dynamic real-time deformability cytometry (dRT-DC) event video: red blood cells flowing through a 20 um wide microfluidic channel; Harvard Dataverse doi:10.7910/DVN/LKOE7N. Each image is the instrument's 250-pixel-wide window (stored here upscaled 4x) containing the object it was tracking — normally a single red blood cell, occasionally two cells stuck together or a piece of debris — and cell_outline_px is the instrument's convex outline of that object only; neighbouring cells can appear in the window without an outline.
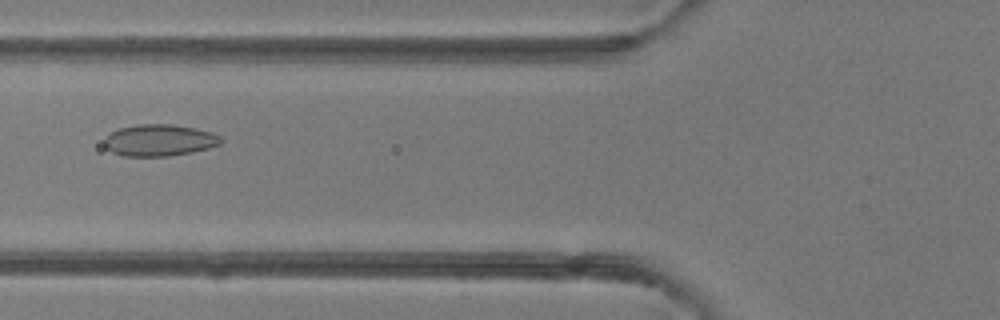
{"species": "common noctule bat (a hibernating species)", "species_latin": "Nyctalus noctula", "temperature_condition": "room temperature", "stored_images_in_passage": 49, "camera_frame_rate_fps": 3000, "um_per_image_px": 0.085, "animal": {"sex": "female"}, "frame": {"image": 1, "passage_image": 19, "time_ms": 6.0, "image_size_px": [1000, 320], "cell_outline_px": [[224, 140], [220, 144], [208, 148], [192, 152], [168, 156], [124, 156], [112, 152], [104, 144], [104, 140], [112, 132], [120, 128], [136, 124], [172, 124], [196, 128], [212, 132], [220, 136]], "centroid_in_image_um": [13.58, 11.91], "position_along_channel_um": 112.2, "area_um2": 21.5}}
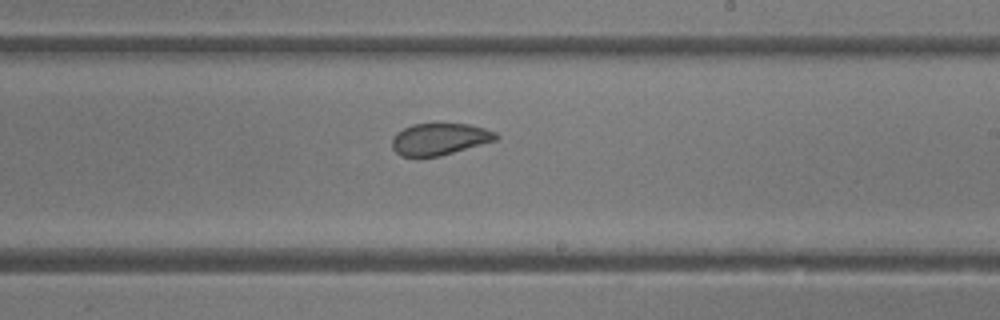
{"frame": {"image": 2, "passage_image": 29, "time_ms": 9.333, "image_size_px": [1000, 320], "cell_outline_px": [[500, 136], [496, 140], [440, 156], [400, 156], [392, 148], [392, 136], [396, 132], [412, 124], [468, 124], [484, 128], [496, 132]], "centroid_in_image_um": [37.35, 11.82], "position_along_channel_um": 251.7, "area_um2": 19.19}}
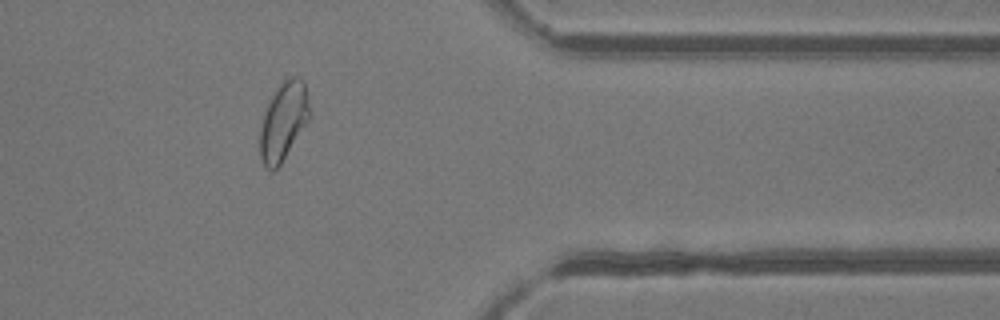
{"frame": {"image": 3, "passage_image": 40, "time_ms": 13.0, "image_size_px": [1000, 320], "cell_outline_px": [[312, 116], [280, 164], [272, 172], [264, 164], [260, 156], [260, 128], [264, 112], [276, 88], [288, 76], [296, 76], [304, 80], [308, 96]], "centroid_in_image_um": [24.12, 10.26], "position_along_channel_um": 387.3, "area_um2": 22.66}, "authors_computed_cell_mechanics": {"area_um2": 22.7154, "velocity_mm_per_s": 4.1776, "shape_relaxation_time_tau1_ms": null, "shape_relaxation_time_tau2_ms": 1.0262, "deformation_change_tau1": null, "deformation_change_tau2": 0.0444}}